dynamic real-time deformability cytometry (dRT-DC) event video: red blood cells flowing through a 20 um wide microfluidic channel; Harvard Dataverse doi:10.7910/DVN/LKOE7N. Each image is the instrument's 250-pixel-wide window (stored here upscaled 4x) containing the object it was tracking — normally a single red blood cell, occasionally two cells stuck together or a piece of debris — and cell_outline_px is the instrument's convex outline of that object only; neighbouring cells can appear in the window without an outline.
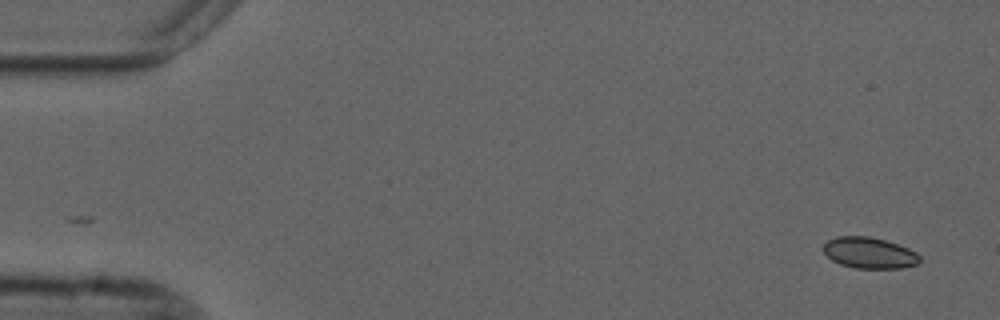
{"species": "common noctule bat (a hibernating species)", "species_latin": "Nyctalus noctula", "temperature_condition": "cold", "stored_images_in_passage": 11, "camera_frame_rate_fps": 3000, "um_per_image_px": 0.085, "animal": {"sex": "male", "forearm_length_mm": 52.5}, "frame": {"image": 1, "passage_image": 1, "time_ms": 0.0, "image_size_px": [1000, 320], "cell_outline_px": [[920, 260], [916, 264], [900, 268], [856, 268], [840, 264], [832, 260], [824, 252], [824, 244], [828, 240], [836, 236], [868, 236], [884, 240], [908, 248], [916, 252], [920, 256]], "centroid_in_image_um": [73.88, 21.49], "position_along_channel_um": 11.1, "area_um2": 17.28}}